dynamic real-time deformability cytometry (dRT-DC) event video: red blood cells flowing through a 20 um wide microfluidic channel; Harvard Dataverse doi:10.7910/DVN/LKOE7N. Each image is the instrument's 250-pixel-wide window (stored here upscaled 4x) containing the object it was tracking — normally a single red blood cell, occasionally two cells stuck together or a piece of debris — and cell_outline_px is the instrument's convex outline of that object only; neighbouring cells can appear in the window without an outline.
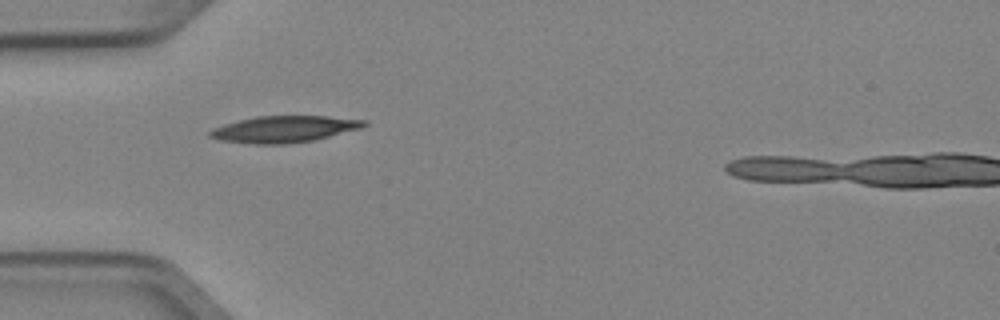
{"species": "Egyptian fruit bat (a non-hibernating species)", "species_latin": "Rousettus aegyptiacus", "temperature_condition": "cold", "stored_images_in_passage": 3, "camera_frame_rate_fps": 3000, "um_per_image_px": 0.085, "animal": {"sex": "female"}, "frame": {"image": 1, "passage_image": 1, "time_ms": 0.0, "image_size_px": [1000, 320], "cell_outline_px": [[368, 124], [360, 128], [312, 140], [284, 144], [256, 144], [220, 140], [208, 136], [208, 132], [212, 128], [224, 124], [256, 116], [324, 116], [368, 120]], "centroid_in_image_um": [24.12, 10.97], "position_along_channel_um": 60.9, "area_um2": 23.58}}
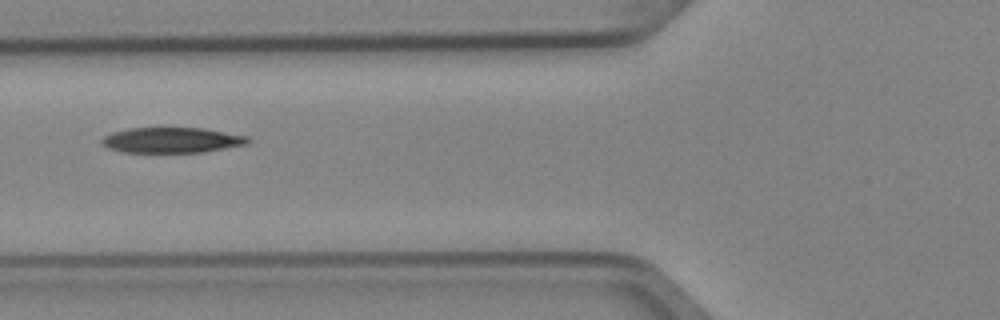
{"frame": {"image": 2, "passage_image": 2, "time_ms": 0.333, "image_size_px": [1000, 320], "cell_outline_px": [[252, 140], [248, 144], [204, 152], [124, 152], [108, 148], [100, 144], [100, 140], [104, 136], [112, 132], [128, 128], [204, 128], [248, 136]], "centroid_in_image_um": [14.61, 11.91], "position_along_channel_um": 111.2, "area_um2": 21.79}}
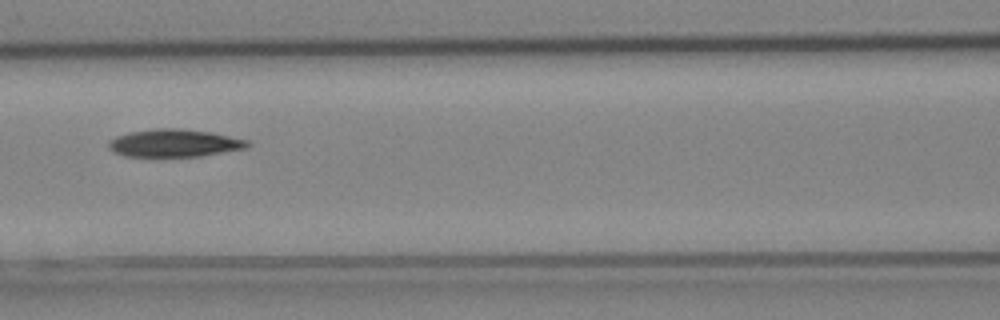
{"frame": {"image": 3, "passage_image": 3, "time_ms": 0.667, "image_size_px": [1000, 320], "cell_outline_px": [[252, 144], [248, 148], [200, 156], [124, 156], [116, 152], [108, 144], [108, 140], [116, 136], [128, 132], [152, 128], [180, 128], [212, 132], [248, 140]], "centroid_in_image_um": [14.86, 12.14], "position_along_channel_um": 151.7, "area_um2": 22.48}}